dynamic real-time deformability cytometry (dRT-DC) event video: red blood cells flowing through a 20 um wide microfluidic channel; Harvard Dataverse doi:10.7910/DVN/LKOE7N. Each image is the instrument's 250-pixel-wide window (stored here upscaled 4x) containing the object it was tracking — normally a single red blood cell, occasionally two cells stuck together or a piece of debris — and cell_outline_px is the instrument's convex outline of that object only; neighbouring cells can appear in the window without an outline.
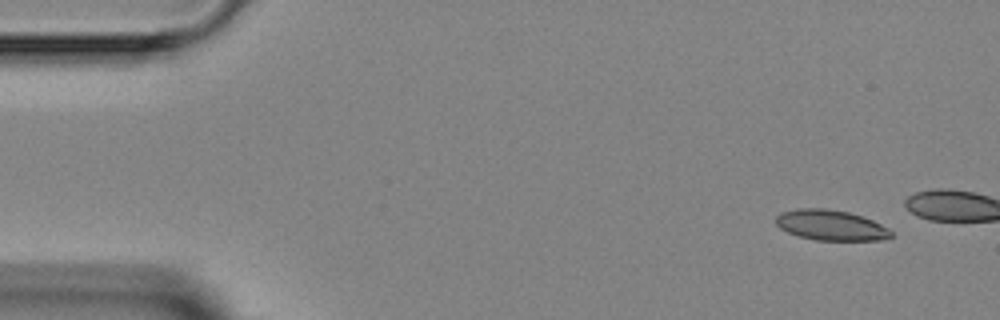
{"species": "Egyptian fruit bat (a non-hibernating species)", "species_latin": "Rousettus aegyptiacus", "temperature_condition": "room temperature", "stored_images_in_passage": 6, "camera_frame_rate_fps": 3000, "um_per_image_px": 0.085, "animal": {"sex": "female"}, "frame": {"image": 1, "passage_image": 1, "time_ms": 0.0, "image_size_px": [1000, 320], "cell_outline_px": [[892, 236], [880, 240], [816, 240], [800, 236], [788, 232], [780, 228], [776, 224], [776, 216], [780, 212], [796, 208], [824, 208], [848, 212], [872, 220], [888, 228], [892, 232]], "centroid_in_image_um": [70.59, 19.13], "position_along_channel_um": 14.4, "area_um2": 20.29}}
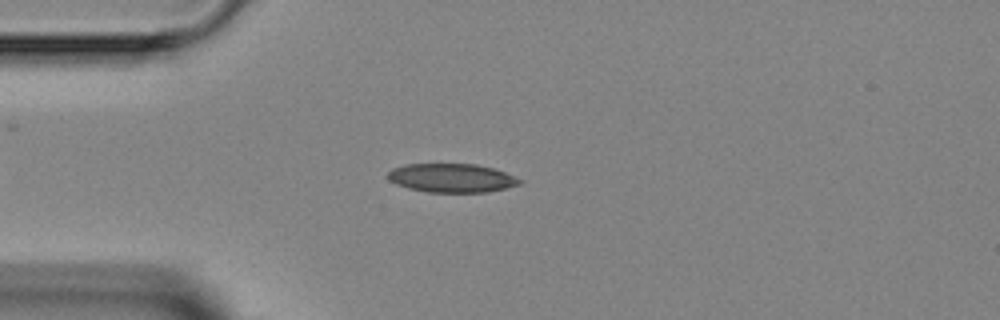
{"frame": {"image": 2, "passage_image": 4, "time_ms": 4.333, "image_size_px": [1000, 320], "cell_outline_px": [[524, 180], [520, 184], [488, 192], [428, 192], [408, 188], [396, 184], [388, 180], [388, 172], [392, 168], [404, 164], [476, 164], [492, 168], [504, 172]], "centroid_in_image_um": [38.37, 15.12], "position_along_channel_um": 46.6, "area_um2": 22.08}}
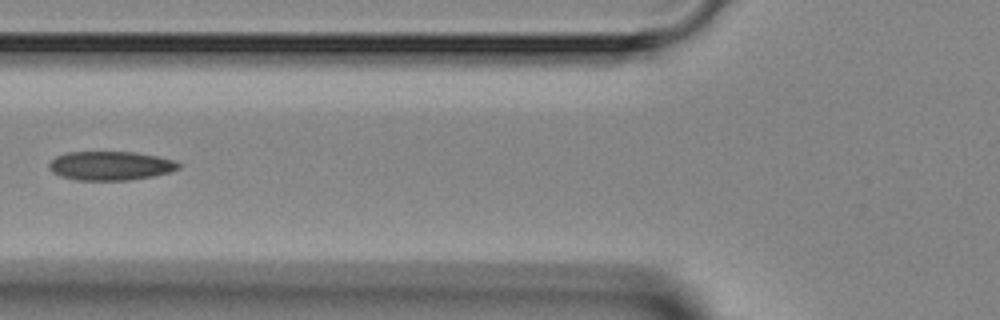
{"frame": {"image": 3, "passage_image": 6, "time_ms": 6.333, "image_size_px": [1000, 320], "cell_outline_px": [[180, 168], [168, 172], [152, 176], [128, 180], [76, 180], [60, 176], [52, 172], [48, 168], [48, 164], [56, 156], [64, 152], [136, 152], [176, 160], [180, 164]], "centroid_in_image_um": [9.36, 14.08], "position_along_channel_um": 116.4, "area_um2": 21.91}}